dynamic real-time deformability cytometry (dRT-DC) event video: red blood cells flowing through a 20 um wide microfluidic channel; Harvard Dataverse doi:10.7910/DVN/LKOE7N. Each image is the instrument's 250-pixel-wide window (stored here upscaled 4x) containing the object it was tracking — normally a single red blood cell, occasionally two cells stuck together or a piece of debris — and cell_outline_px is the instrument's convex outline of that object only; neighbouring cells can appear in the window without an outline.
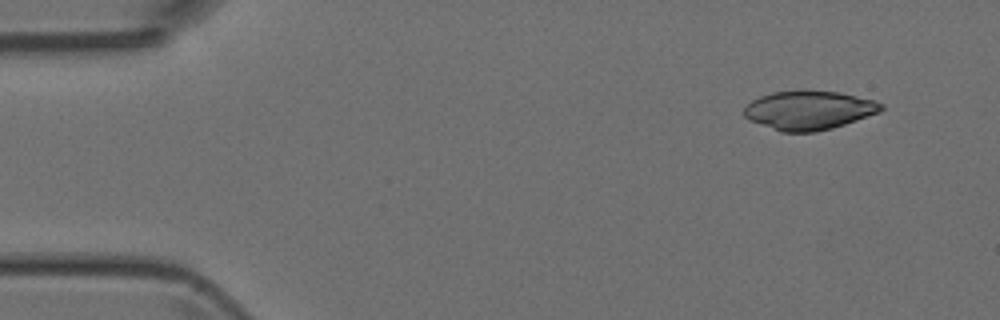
{"species": "Egyptian fruit bat (a non-hibernating species)", "species_latin": "Rousettus aegyptiacus", "temperature_condition": "room temperature", "stored_images_in_passage": 4, "camera_frame_rate_fps": 3000, "um_per_image_px": 0.085, "animal": {"sex": "female"}, "frame": {"image": 1, "passage_image": 1, "time_ms": 0.0, "image_size_px": [1000, 320], "cell_outline_px": [[884, 108], [880, 112], [832, 128], [816, 132], [780, 132], [748, 120], [744, 116], [744, 108], [752, 100], [760, 96], [772, 92], [804, 88], [840, 92], [872, 100], [884, 104]], "centroid_in_image_um": [68.73, 9.34], "position_along_channel_um": 16.3, "area_um2": 31.62}}